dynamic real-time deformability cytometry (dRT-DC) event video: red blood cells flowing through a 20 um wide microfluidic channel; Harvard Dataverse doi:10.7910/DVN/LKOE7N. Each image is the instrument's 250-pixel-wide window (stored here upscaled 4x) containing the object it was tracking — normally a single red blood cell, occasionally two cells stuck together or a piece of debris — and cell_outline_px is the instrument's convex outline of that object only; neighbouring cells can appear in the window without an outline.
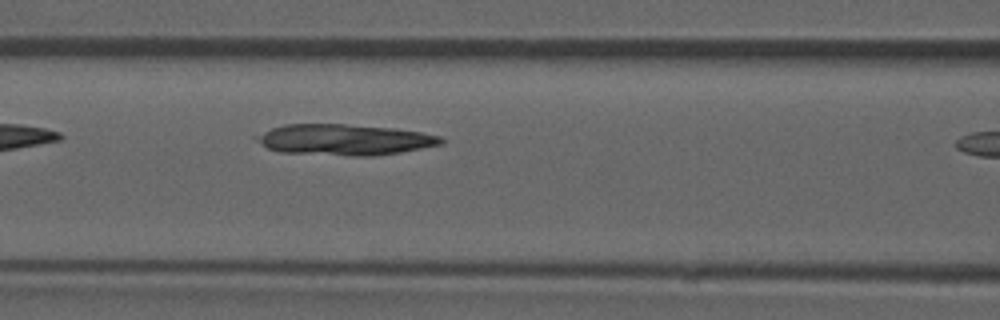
{"species": "common noctule bat (a hibernating species)", "species_latin": "Nyctalus noctula", "temperature_condition": "room temperature", "stored_images_in_passage": 7, "camera_frame_rate_fps": 3000, "um_per_image_px": 0.085, "animal": {"sex": "male", "forearm_length_mm": 52.5}, "frame": {"image": 1, "passage_image": 6, "time_ms": 1.667, "image_size_px": [1000, 320], "cell_outline_px": [[448, 140], [444, 144], [400, 152], [376, 156], [352, 156], [280, 152], [268, 148], [252, 136], [272, 128], [284, 124], [344, 124], [396, 128], [420, 132], [440, 136]], "centroid_in_image_um": [29.32, 11.87], "position_along_channel_um": 137.3, "area_um2": 33.47}}